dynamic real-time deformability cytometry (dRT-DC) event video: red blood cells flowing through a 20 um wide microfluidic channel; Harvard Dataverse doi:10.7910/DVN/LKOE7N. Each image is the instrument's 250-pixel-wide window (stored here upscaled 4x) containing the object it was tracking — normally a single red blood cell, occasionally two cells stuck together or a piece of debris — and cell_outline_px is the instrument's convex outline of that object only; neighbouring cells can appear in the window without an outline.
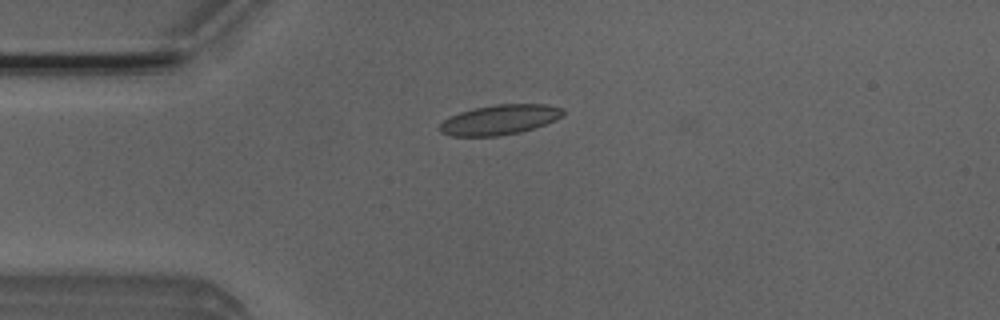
{"species": "Egyptian fruit bat (a non-hibernating species)", "species_latin": "Rousettus aegyptiacus", "temperature_condition": "room temperature", "stored_images_in_passage": 23, "camera_frame_rate_fps": 3000, "um_per_image_px": 0.085, "animal": {"sex": "male"}, "frame": {"image": 1, "passage_image": 13, "time_ms": 4.0, "image_size_px": [1000, 320], "cell_outline_px": [[564, 112], [556, 120], [520, 132], [496, 136], [452, 136], [440, 132], [440, 124], [444, 120], [460, 112], [472, 108], [496, 104], [548, 104], [564, 108]], "centroid_in_image_um": [42.48, 10.16], "position_along_channel_um": 42.5, "area_um2": 21.39}}